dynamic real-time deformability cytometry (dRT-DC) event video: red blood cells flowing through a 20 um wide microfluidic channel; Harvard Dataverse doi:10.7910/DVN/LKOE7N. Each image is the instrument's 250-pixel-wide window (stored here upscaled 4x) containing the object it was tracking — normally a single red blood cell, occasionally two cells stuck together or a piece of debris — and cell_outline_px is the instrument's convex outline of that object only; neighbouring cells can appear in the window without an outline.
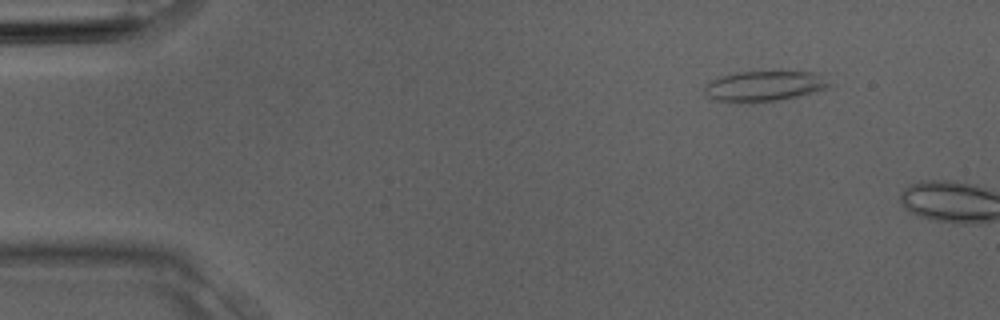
{"species": "Egyptian fruit bat (a non-hibernating species)", "species_latin": "Rousettus aegyptiacus", "temperature_condition": "room temperature", "stored_images_in_passage": 2, "camera_frame_rate_fps": 3000, "um_per_image_px": 0.085, "animal": {"sex": "male"}, "frame": {"image": 1, "passage_image": 1, "time_ms": 0.0, "image_size_px": [1000, 320], "cell_outline_px": [[832, 84], [824, 88], [812, 92], [796, 96], [776, 100], [712, 100], [704, 92], [704, 88], [708, 80], [720, 76], [740, 72], [812, 72]], "centroid_in_image_um": [64.88, 7.28], "position_along_channel_um": 20.1, "area_um2": 20.98}}